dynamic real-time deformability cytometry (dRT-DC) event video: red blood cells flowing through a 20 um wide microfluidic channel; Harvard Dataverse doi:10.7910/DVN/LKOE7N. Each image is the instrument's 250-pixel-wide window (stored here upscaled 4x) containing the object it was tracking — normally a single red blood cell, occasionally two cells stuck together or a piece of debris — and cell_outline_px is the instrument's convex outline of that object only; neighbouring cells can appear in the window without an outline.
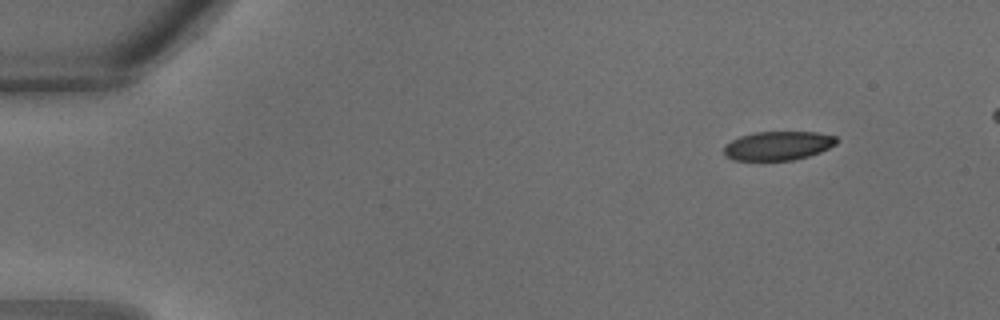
{"species": "common noctule bat (a hibernating species)", "species_latin": "Nyctalus noctula", "temperature_condition": "warm", "stored_images_in_passage": 30, "camera_frame_rate_fps": 3000, "um_per_image_px": 0.085, "animal": {"sex": "male", "body_mass_g": 18.8}, "frame": {"image": 1, "passage_image": 1, "time_ms": 0.0, "image_size_px": [1000, 320], "cell_outline_px": [[840, 140], [836, 144], [820, 152], [808, 156], [792, 160], [732, 160], [724, 156], [724, 144], [740, 136], [756, 132], [816, 132], [836, 136]], "centroid_in_image_um": [66.13, 12.38], "position_along_channel_um": 18.9, "area_um2": 19.07}}
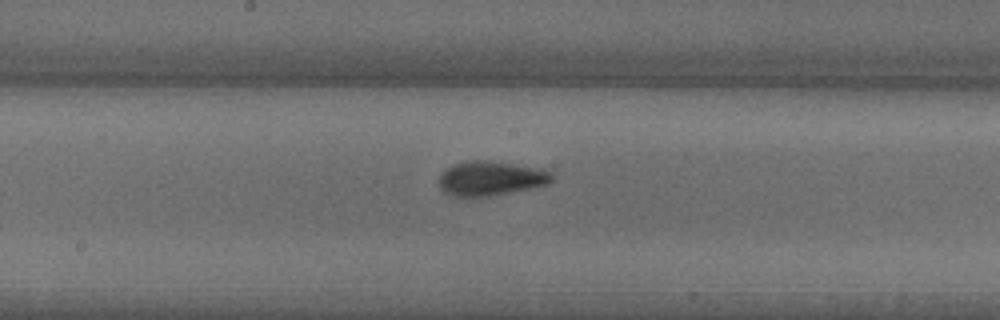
{"frame": {"image": 2, "passage_image": 15, "time_ms": 4.667, "image_size_px": [1000, 320], "cell_outline_px": [[552, 180], [548, 184], [528, 188], [484, 196], [456, 196], [444, 192], [440, 188], [440, 176], [448, 168], [456, 164], [472, 160], [484, 160], [512, 164], [532, 168], [548, 172], [552, 176]], "centroid_in_image_um": [41.66, 15.16], "position_along_channel_um": 206.5, "area_um2": 21.56}}
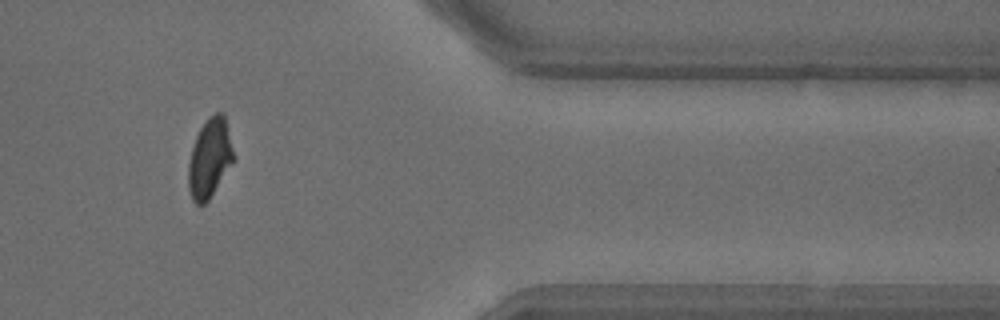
{"frame": {"image": 3, "passage_image": 25, "time_ms": 8.0, "image_size_px": [1000, 320], "cell_outline_px": [[236, 160], [208, 200], [204, 204], [196, 204], [192, 200], [188, 188], [188, 164], [192, 148], [196, 136], [200, 128], [216, 112], [224, 112], [236, 156]], "centroid_in_image_um": [17.86, 13.46], "position_along_channel_um": 393.5, "area_um2": 21.1}}